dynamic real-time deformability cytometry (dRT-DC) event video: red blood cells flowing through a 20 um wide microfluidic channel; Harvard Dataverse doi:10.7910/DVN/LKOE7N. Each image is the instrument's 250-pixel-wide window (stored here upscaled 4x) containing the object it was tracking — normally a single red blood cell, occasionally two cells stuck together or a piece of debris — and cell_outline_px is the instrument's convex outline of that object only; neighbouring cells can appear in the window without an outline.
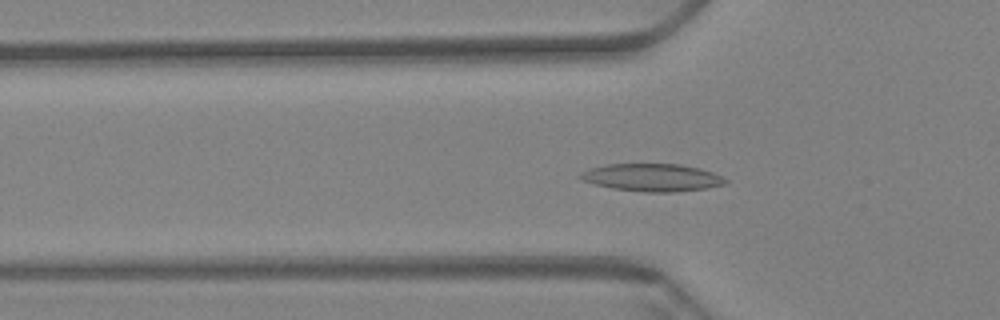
{"species": "Egyptian fruit bat (a non-hibernating species)", "species_latin": "Rousettus aegyptiacus", "temperature_condition": "warm", "stored_images_in_passage": 62, "camera_frame_rate_fps": 3000, "um_per_image_px": 0.085, "animal": {"sex": "female"}, "frame": {"image": 1, "passage_image": 21, "time_ms": 6.667, "image_size_px": [1000, 320], "cell_outline_px": [[728, 180], [724, 184], [704, 188], [672, 192], [644, 192], [612, 188], [592, 184], [580, 180], [576, 176], [580, 172], [588, 168], [608, 164], [680, 164], [700, 168], [712, 172]], "centroid_in_image_um": [55.33, 15.08], "position_along_channel_um": 70.5, "area_um2": 23.41}}
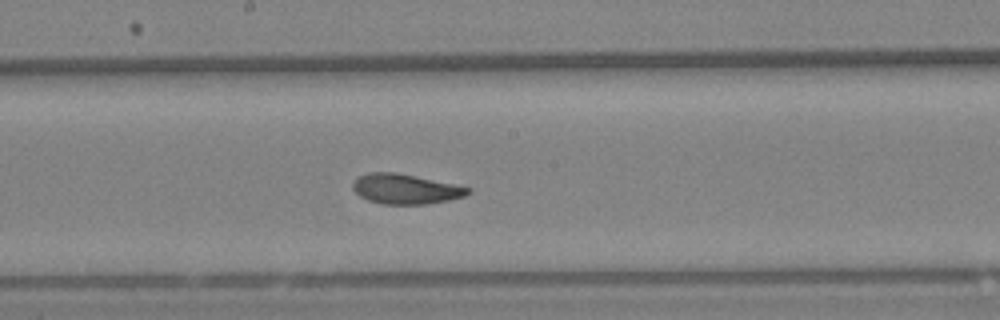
{"frame": {"image": 2, "passage_image": 34, "time_ms": 11.0, "image_size_px": [1000, 320], "cell_outline_px": [[472, 192], [464, 196], [448, 200], [428, 204], [380, 204], [368, 200], [360, 196], [352, 188], [352, 184], [360, 176], [368, 172], [396, 172], [456, 184], [472, 188]], "centroid_in_image_um": [34.5, 16.06], "position_along_channel_um": 213.7, "area_um2": 20.17}}
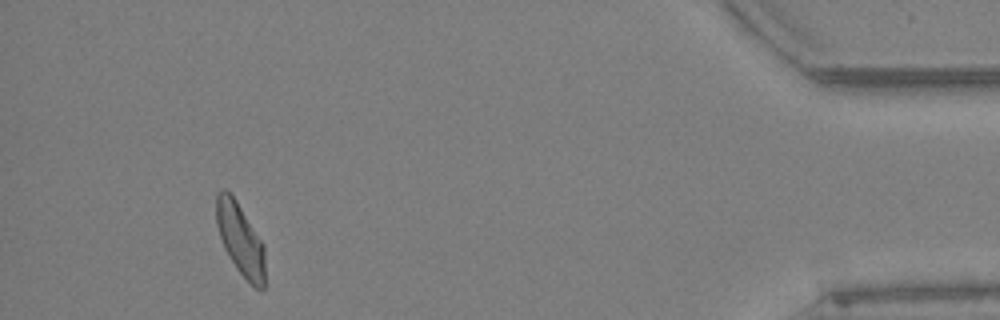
{"frame": {"image": 3, "passage_image": 58, "time_ms": 19.0, "image_size_px": [1000, 320], "cell_outline_px": [[264, 288], [256, 288], [236, 268], [224, 248], [216, 224], [216, 192], [224, 188], [236, 200], [264, 244]], "centroid_in_image_um": [20.41, 20.3], "position_along_channel_um": 414.8, "area_um2": 20.11}, "authors_computed_cell_mechanics": {"area_um2": 20.8947, "velocity_mm_per_s": 3.3162, "shape_relaxation_time_tau1_ms": 4.5757, "shape_relaxation_time_tau2_ms": 2.615, "deformation_change_tau1": 0.1558, "deformation_change_tau2": 0.0901}}